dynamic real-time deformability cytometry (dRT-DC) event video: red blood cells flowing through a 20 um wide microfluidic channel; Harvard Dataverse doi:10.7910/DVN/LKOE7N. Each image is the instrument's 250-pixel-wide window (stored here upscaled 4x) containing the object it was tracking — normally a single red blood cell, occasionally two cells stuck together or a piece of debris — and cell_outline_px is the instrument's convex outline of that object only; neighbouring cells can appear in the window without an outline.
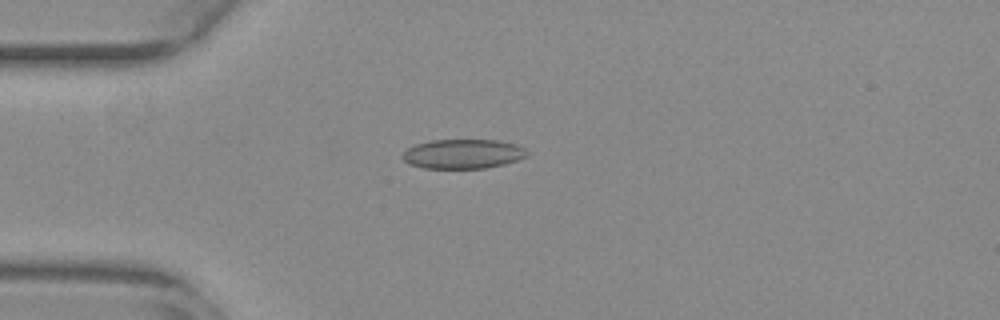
{"species": "common noctule bat (a hibernating species)", "species_latin": "Nyctalus noctula", "temperature_condition": "warm", "stored_images_in_passage": 53, "camera_frame_rate_fps": 3000, "um_per_image_px": 0.085, "animal": {"sex": "female", "body_mass_g": 29.2, "forearm_length_mm": 56.3}, "frame": {"image": 1, "passage_image": 14, "time_ms": 4.333, "image_size_px": [1000, 320], "cell_outline_px": [[528, 156], [520, 160], [504, 164], [484, 168], [424, 168], [408, 164], [400, 156], [408, 148], [416, 144], [432, 140], [500, 140], [516, 144], [524, 148], [528, 152]], "centroid_in_image_um": [39.37, 13.08], "position_along_channel_um": 45.6, "area_um2": 21.5}}
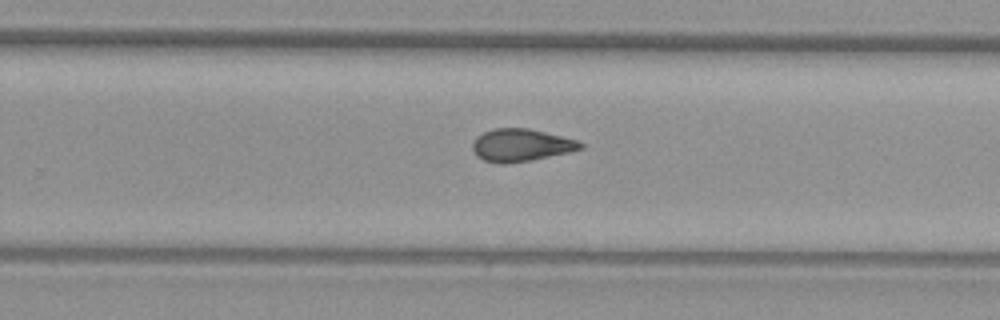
{"frame": {"image": 2, "passage_image": 34, "time_ms": 11.0, "image_size_px": [1000, 320], "cell_outline_px": [[584, 148], [568, 152], [532, 160], [504, 164], [496, 164], [484, 160], [476, 156], [472, 148], [472, 144], [476, 136], [492, 128], [528, 128], [576, 140], [584, 144]], "centroid_in_image_um": [44.24, 12.34], "position_along_channel_um": 285.6, "area_um2": 20.46}}
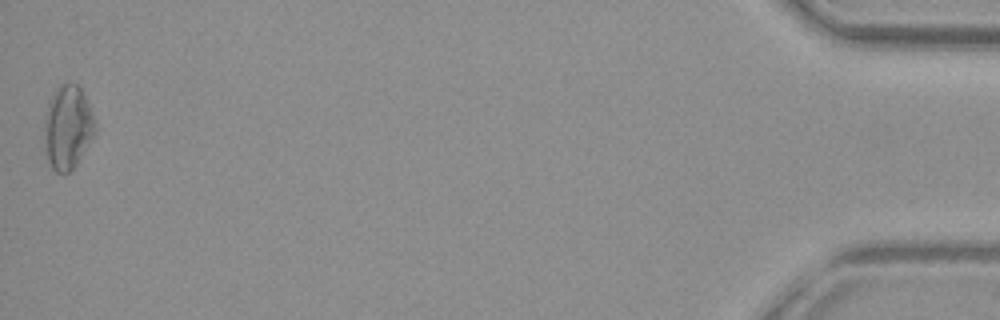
{"frame": {"image": 3, "passage_image": 53, "time_ms": 17.333, "image_size_px": [1000, 320], "cell_outline_px": [[96, 128], [92, 136], [76, 164], [68, 172], [56, 172], [52, 168], [48, 160], [44, 132], [44, 116], [48, 100], [52, 92], [60, 84], [68, 80], [76, 84], [80, 88], [88, 104], [96, 124]], "centroid_in_image_um": [5.72, 10.74], "position_along_channel_um": 429.5, "area_um2": 24.57}, "authors_computed_cell_mechanics": {"area_um2": 21.1548, "velocity_mm_per_s": 3.8655, "shape_relaxation_time_tau1_ms": null, "shape_relaxation_time_tau2_ms": 2.0749, "deformation_change_tau1": null, "deformation_change_tau2": 0.0751}}